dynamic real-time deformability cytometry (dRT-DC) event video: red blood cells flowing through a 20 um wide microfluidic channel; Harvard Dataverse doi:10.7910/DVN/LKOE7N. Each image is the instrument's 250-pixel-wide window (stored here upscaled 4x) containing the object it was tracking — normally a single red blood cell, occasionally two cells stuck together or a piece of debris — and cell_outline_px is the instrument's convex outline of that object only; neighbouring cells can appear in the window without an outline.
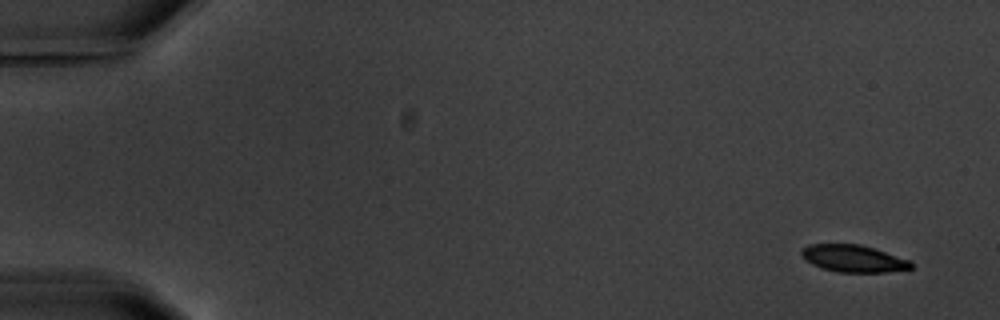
{"species": "common noctule bat (a hibernating species)", "species_latin": "Nyctalus noctula", "temperature_condition": "warm", "stored_images_in_passage": 6, "camera_frame_rate_fps": 3000, "um_per_image_px": 0.085, "animal": {"sex": "male", "body_mass_g": 20.1, "forearm_length_mm": 53.5}, "frame": {"image": 1, "passage_image": 1, "time_ms": 0.0, "image_size_px": [1000, 320], "cell_outline_px": [[912, 268], [884, 272], [836, 272], [812, 264], [804, 260], [800, 256], [800, 252], [808, 244], [860, 244], [908, 260], [912, 264]], "centroid_in_image_um": [72.46, 21.97], "position_along_channel_um": 12.5, "area_um2": 17.05}}